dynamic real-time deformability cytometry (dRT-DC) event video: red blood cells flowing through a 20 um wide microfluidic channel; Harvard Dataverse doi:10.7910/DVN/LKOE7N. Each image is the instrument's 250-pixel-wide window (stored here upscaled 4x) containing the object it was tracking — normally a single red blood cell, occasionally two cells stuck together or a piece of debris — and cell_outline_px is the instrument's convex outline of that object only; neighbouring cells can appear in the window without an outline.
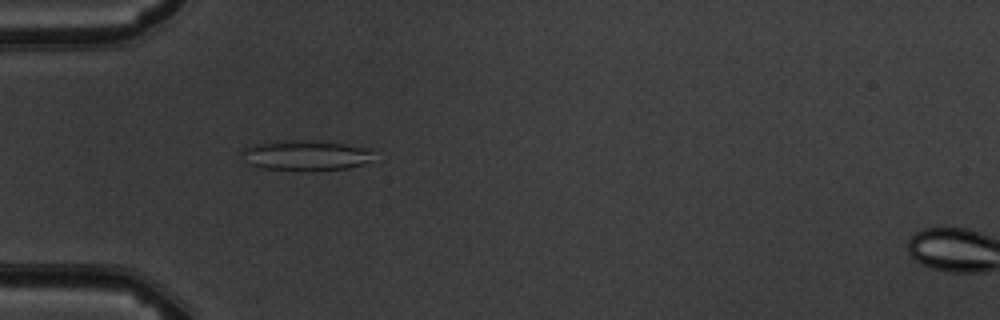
{"species": "common noctule bat (a hibernating species)", "species_latin": "Nyctalus noctula", "temperature_condition": "warm", "stored_images_in_passage": 6, "camera_frame_rate_fps": 3000, "um_per_image_px": 0.085, "animal": {"sex": "male", "body_mass_g": 19.5, "forearm_length_mm": 54.6}, "frame": {"image": 1, "passage_image": 5, "time_ms": 5.333, "image_size_px": [1000, 320], "cell_outline_px": [[372, 148], [368, 160], [360, 164], [348, 168], [312, 172], [308, 172], [264, 168], [248, 164], [240, 156], [240, 152], [244, 148], [252, 144], [276, 140], [316, 140]], "centroid_in_image_um": [25.89, 13.21], "position_along_channel_um": 59.1, "area_um2": 23.76}}